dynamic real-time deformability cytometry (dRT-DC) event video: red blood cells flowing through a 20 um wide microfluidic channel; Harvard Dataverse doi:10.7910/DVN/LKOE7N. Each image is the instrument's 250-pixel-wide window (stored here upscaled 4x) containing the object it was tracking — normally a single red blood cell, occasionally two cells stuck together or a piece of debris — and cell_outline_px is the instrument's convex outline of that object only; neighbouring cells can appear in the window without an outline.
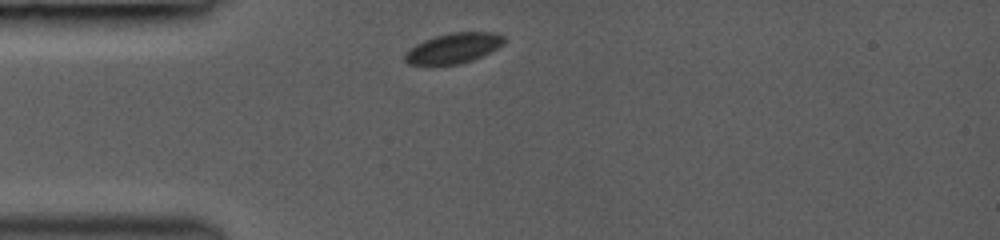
{"species": "common noctule bat (a hibernating species)", "species_latin": "Nyctalus noctula", "temperature_condition": "room temperature", "stored_images_in_passage": 5, "camera_frame_rate_fps": 3000, "um_per_image_px": 0.085, "animal": {"sex": "female", "body_mass_g": 19.0, "forearm_length_mm": 53.3}, "frame": {"image": 1, "passage_image": 1, "time_ms": 0.0, "image_size_px": [1000, 240], "cell_outline_px": [[504, 44], [472, 60], [460, 64], [432, 68], [428, 68], [408, 64], [404, 60], [404, 56], [416, 44], [424, 40], [436, 36], [452, 32], [496, 32], [504, 36]], "centroid_in_image_um": [38.49, 4.15], "position_along_channel_um": 46.5, "area_um2": 17.92}}
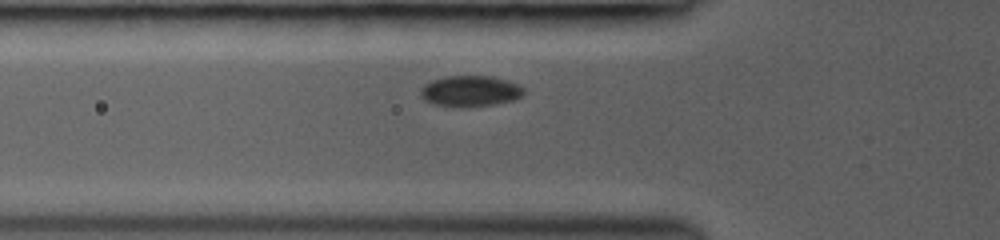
{"frame": {"image": 2, "passage_image": 4, "time_ms": 1.333, "image_size_px": [1000, 240], "cell_outline_px": [[524, 96], [516, 100], [496, 104], [464, 108], [460, 108], [432, 104], [424, 100], [420, 96], [420, 88], [424, 84], [432, 80], [444, 76], [492, 76], [508, 80], [524, 88]], "centroid_in_image_um": [39.96, 7.76], "position_along_channel_um": 85.8, "area_um2": 19.13}}